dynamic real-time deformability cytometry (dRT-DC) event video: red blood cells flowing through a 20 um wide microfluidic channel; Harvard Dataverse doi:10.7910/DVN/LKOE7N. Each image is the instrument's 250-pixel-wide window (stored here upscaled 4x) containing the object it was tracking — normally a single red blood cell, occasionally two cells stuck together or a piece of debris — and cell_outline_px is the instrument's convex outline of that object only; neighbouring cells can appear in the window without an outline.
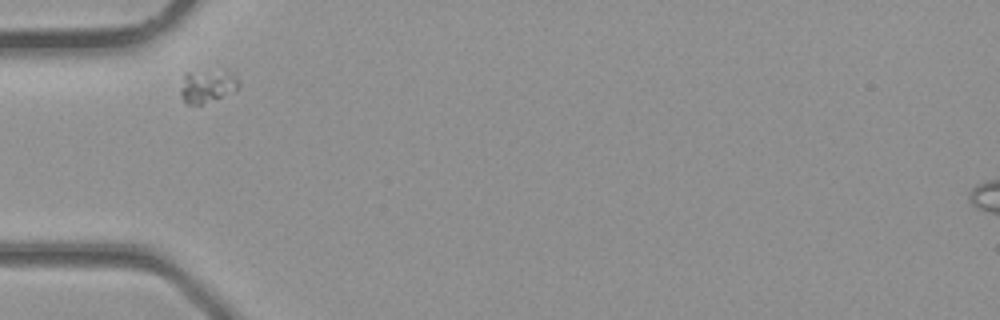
{"species": "common noctule bat (a hibernating species)", "species_latin": "Nyctalus noctula", "temperature_condition": "room temperature", "stored_images_in_passage": 1, "camera_frame_rate_fps": 3000, "um_per_image_px": 0.085, "animal": {"sex": "male", "body_mass_g": 23.1, "forearm_length_mm": 52.7}, "frame": {"image": 1, "passage_image": 1, "time_ms": 0.0, "image_size_px": [1000, 320], "cell_outline_px": [[240, 84], [236, 92], [200, 104], [188, 104], [180, 96], [180, 92], [184, 72], [228, 72], [236, 76], [240, 80]], "centroid_in_image_um": [17.64, 7.34], "position_along_channel_um": 67.4, "area_um2": 11.04}}